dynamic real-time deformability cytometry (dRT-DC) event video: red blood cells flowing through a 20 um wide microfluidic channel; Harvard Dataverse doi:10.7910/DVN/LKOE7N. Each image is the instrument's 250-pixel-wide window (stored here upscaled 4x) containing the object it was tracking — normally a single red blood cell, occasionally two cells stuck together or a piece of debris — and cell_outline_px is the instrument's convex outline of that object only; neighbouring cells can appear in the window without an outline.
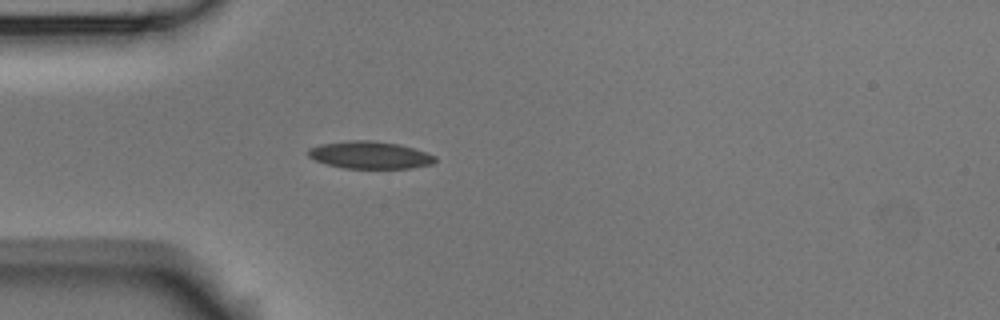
{"species": "Egyptian fruit bat (a non-hibernating species)", "species_latin": "Rousettus aegyptiacus", "temperature_condition": "room temperature", "stored_images_in_passage": 2, "camera_frame_rate_fps": 3000, "um_per_image_px": 0.085, "animal": {"sex": "male"}, "frame": {"image": 1, "passage_image": 2, "time_ms": 1.333, "image_size_px": [1000, 320], "cell_outline_px": [[436, 160], [432, 164], [412, 168], [344, 168], [328, 164], [316, 160], [308, 156], [308, 148], [320, 144], [348, 140], [372, 140], [400, 144], [436, 156]], "centroid_in_image_um": [31.43, 13.17], "position_along_channel_um": 53.6, "area_um2": 20.17}}